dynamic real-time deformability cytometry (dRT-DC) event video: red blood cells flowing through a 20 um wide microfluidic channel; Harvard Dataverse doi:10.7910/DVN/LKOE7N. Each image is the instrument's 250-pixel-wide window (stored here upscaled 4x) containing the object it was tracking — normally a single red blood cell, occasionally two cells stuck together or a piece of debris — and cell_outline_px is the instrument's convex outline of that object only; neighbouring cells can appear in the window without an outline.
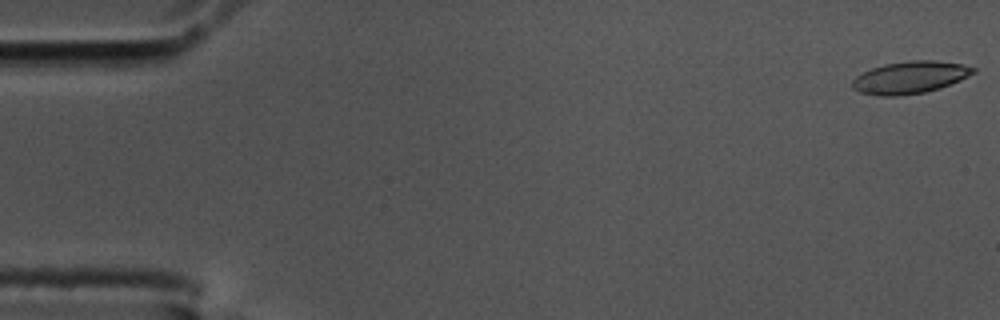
{"species": "common noctule bat (a hibernating species)", "species_latin": "Nyctalus noctula", "temperature_condition": "cold", "stored_images_in_passage": 10, "camera_frame_rate_fps": 3000, "um_per_image_px": 0.085, "animal": {"sex": "male", "body_mass_g": 17.5, "forearm_length_mm": 52.3}, "frame": {"image": 1, "passage_image": 1, "time_ms": 0.0, "image_size_px": [1000, 320], "cell_outline_px": [[976, 72], [960, 80], [940, 88], [924, 92], [896, 96], [880, 96], [860, 92], [852, 88], [852, 80], [856, 76], [872, 68], [884, 64], [908, 60], [936, 60], [964, 64], [976, 68]], "centroid_in_image_um": [77.36, 6.57], "position_along_channel_um": 7.6, "area_um2": 22.77}}